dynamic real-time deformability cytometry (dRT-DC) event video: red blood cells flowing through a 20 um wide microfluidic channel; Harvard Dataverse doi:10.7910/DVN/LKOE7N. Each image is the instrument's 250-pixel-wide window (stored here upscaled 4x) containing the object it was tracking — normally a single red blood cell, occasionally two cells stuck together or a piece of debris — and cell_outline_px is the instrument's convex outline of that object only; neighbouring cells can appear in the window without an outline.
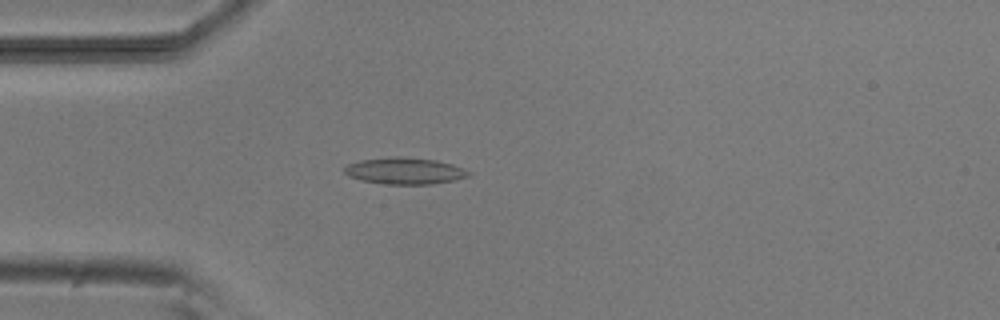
{"species": "common noctule bat (a hibernating species)", "species_latin": "Nyctalus noctula", "temperature_condition": "room temperature", "stored_images_in_passage": 4, "camera_frame_rate_fps": 3000, "um_per_image_px": 0.085, "animal": {"sex": "male", "body_mass_g": 20.5, "forearm_length_mm": 52.5}, "frame": {"image": 1, "passage_image": 4, "time_ms": 4.333, "image_size_px": [1000, 320], "cell_outline_px": [[472, 172], [468, 176], [452, 180], [432, 184], [384, 184], [360, 180], [348, 176], [344, 172], [344, 168], [348, 164], [360, 160], [392, 156], [400, 156], [436, 160], [452, 164]], "centroid_in_image_um": [34.37, 14.52], "position_along_channel_um": 50.6, "area_um2": 19.25}}